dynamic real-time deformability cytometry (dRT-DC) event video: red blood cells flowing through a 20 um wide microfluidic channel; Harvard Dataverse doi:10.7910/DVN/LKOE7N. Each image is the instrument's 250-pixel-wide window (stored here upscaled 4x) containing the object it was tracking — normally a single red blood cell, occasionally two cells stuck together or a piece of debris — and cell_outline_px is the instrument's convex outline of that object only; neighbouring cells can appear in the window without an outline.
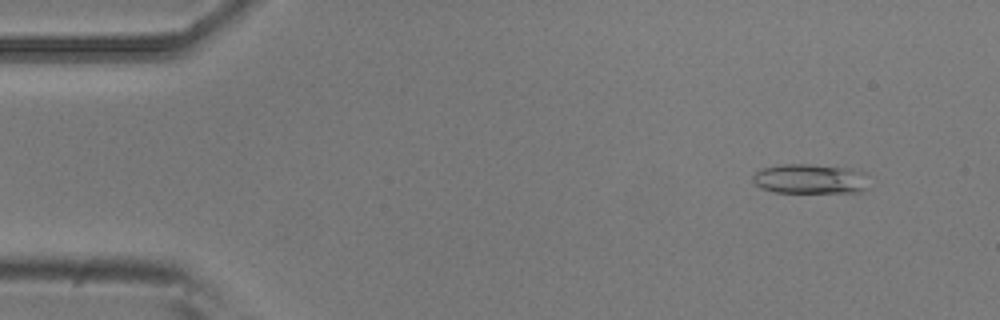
{"species": "common noctule bat (a hibernating species)", "species_latin": "Nyctalus noctula", "temperature_condition": "room temperature", "stored_images_in_passage": 4, "camera_frame_rate_fps": 3000, "um_per_image_px": 0.085, "animal": {"sex": "male", "body_mass_g": 20.5, "forearm_length_mm": 52.5}, "frame": {"image": 1, "passage_image": 2, "time_ms": 0.333, "image_size_px": [1000, 320], "cell_outline_px": [[868, 188], [860, 192], [776, 192], [760, 188], [752, 180], [752, 176], [756, 172], [764, 168], [784, 164], [808, 164], [852, 168], [864, 172]], "centroid_in_image_um": [68.87, 15.2], "position_along_channel_um": 16.1, "area_um2": 20.11}}
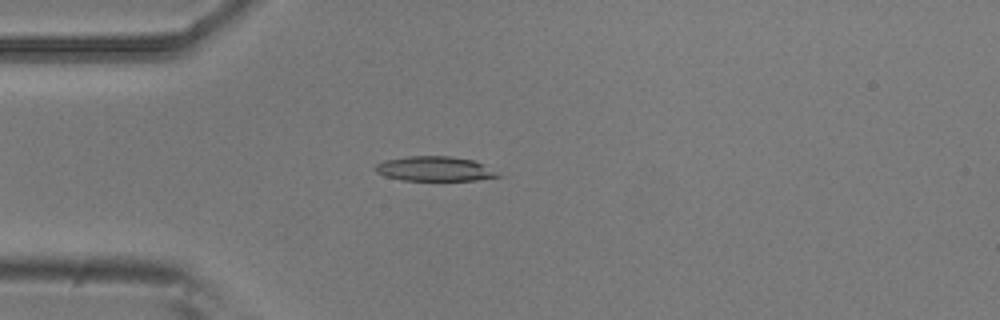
{"frame": {"image": 2, "passage_image": 4, "time_ms": 1.0, "image_size_px": [1000, 320], "cell_outline_px": [[504, 176], [476, 180], [404, 180], [384, 176], [376, 172], [372, 168], [376, 164], [384, 160], [408, 156], [452, 156], [472, 160]], "centroid_in_image_um": [36.88, 14.35], "position_along_channel_um": 48.1, "area_um2": 17.51}}